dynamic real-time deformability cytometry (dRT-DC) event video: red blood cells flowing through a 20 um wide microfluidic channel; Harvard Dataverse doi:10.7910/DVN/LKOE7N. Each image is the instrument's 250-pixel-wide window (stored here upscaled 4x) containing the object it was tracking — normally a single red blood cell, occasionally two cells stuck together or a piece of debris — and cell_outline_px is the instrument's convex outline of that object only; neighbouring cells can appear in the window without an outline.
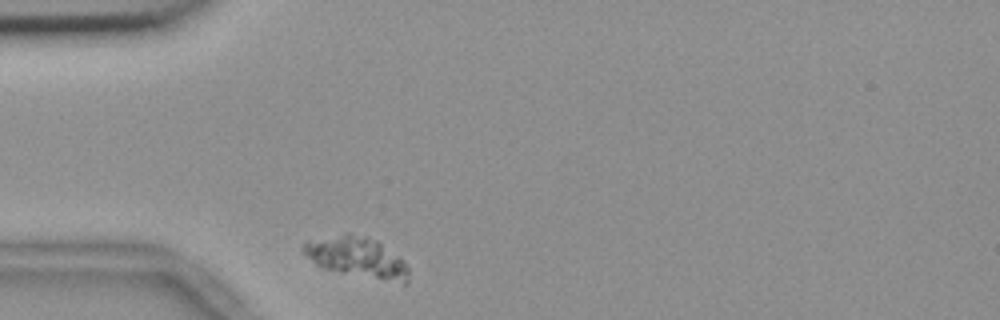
{"species": "common noctule bat (a hibernating species)", "species_latin": "Nyctalus noctula", "temperature_condition": "room temperature", "stored_images_in_passage": 35, "camera_frame_rate_fps": 3000, "um_per_image_px": 0.085, "animal": {"sex": "female", "body_mass_g": 18.4}, "frame": {"image": 1, "passage_image": 2, "time_ms": 0.333, "image_size_px": [1000, 320], "cell_outline_px": [[408, 280], [404, 284], [324, 268], [316, 264], [304, 256], [304, 244], [308, 240], [344, 232], [348, 232], [368, 236], [376, 240], [404, 260], [408, 268]], "centroid_in_image_um": [30.33, 21.83], "position_along_channel_um": 54.7, "area_um2": 24.74}}
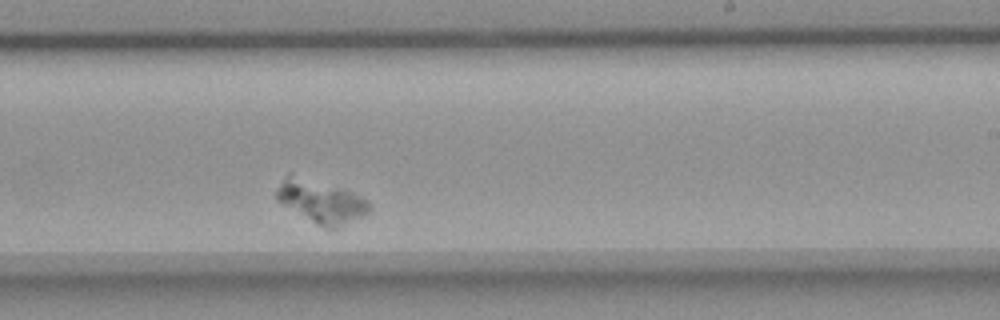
{"frame": {"image": 2, "passage_image": 23, "time_ms": 7.333, "image_size_px": [1000, 320], "cell_outline_px": [[368, 212], [364, 216], [336, 228], [328, 228], [316, 224], [276, 200], [276, 188], [284, 176], [288, 172], [292, 172], [348, 192], [368, 200]], "centroid_in_image_um": [27.21, 17.11], "position_along_channel_um": 261.8, "area_um2": 22.66}}
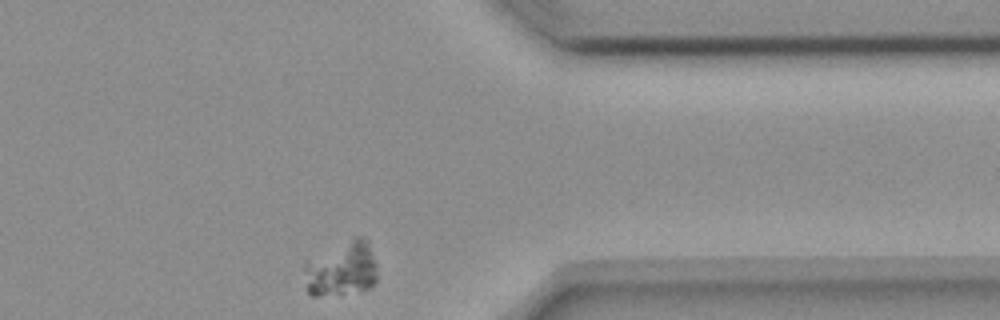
{"frame": {"image": 3, "passage_image": 35, "time_ms": 11.333, "image_size_px": [1000, 320], "cell_outline_px": [[376, 280], [368, 288], [344, 292], [316, 296], [312, 296], [308, 292], [304, 268], [304, 264], [308, 260], [352, 236], [364, 236], [368, 240], [376, 264]], "centroid_in_image_um": [29.04, 22.8], "position_along_channel_um": 382.4, "area_um2": 23.0}}